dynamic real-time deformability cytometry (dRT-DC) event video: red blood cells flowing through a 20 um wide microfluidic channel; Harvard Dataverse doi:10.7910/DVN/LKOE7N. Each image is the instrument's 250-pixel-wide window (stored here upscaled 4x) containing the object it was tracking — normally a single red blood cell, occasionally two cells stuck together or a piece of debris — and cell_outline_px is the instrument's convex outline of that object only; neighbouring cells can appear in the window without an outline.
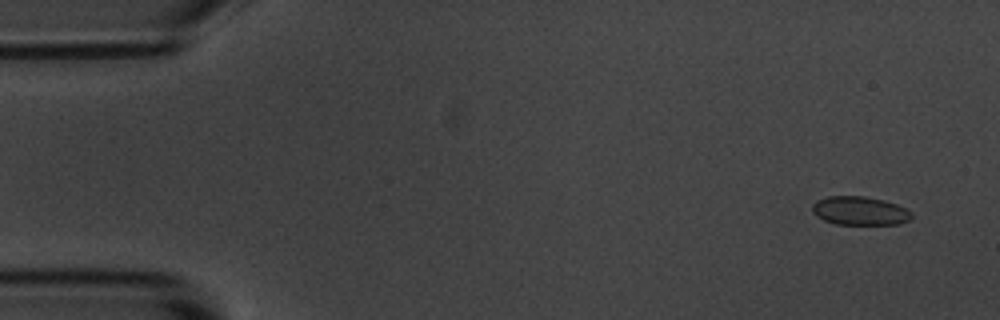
{"species": "common noctule bat (a hibernating species)", "species_latin": "Nyctalus noctula", "temperature_condition": "room temperature", "stored_images_in_passage": 4, "camera_frame_rate_fps": 3000, "um_per_image_px": 0.085, "animal": {"sex": "male", "body_mass_g": 20.1, "forearm_length_mm": 53.5}, "frame": {"image": 1, "passage_image": 1, "time_ms": 0.0, "image_size_px": [1000, 320], "cell_outline_px": [[912, 216], [908, 220], [900, 224], [836, 224], [824, 220], [816, 216], [812, 212], [812, 204], [816, 200], [828, 196], [868, 196], [884, 200], [896, 204], [912, 212]], "centroid_in_image_um": [73.06, 17.91], "position_along_channel_um": 11.9, "area_um2": 16.65}}